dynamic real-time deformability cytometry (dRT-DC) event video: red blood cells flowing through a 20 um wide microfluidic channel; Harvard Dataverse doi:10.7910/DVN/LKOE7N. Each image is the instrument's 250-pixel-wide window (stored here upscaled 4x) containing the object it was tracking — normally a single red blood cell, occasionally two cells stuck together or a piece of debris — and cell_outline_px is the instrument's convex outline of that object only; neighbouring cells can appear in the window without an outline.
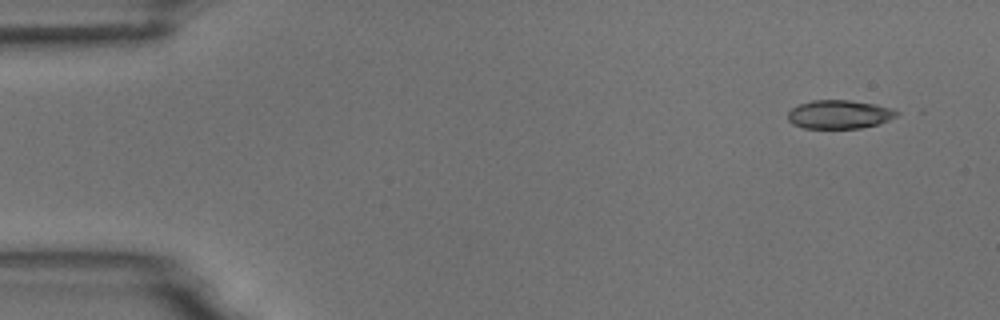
{"species": "common noctule bat (a hibernating species)", "species_latin": "Nyctalus noctula", "temperature_condition": "room temperature", "stored_images_in_passage": 6, "camera_frame_rate_fps": 3000, "um_per_image_px": 0.085, "animal": {"sex": "male", "body_mass_g": 18.8}, "frame": {"image": 1, "passage_image": 1, "time_ms": 0.0, "image_size_px": [1000, 320], "cell_outline_px": [[900, 112], [896, 116], [888, 120], [876, 124], [860, 128], [804, 128], [792, 124], [788, 120], [788, 112], [792, 108], [800, 104], [812, 100], [848, 100], [876, 104], [892, 108]], "centroid_in_image_um": [71.33, 9.72], "position_along_channel_um": 13.7, "area_um2": 18.09}}
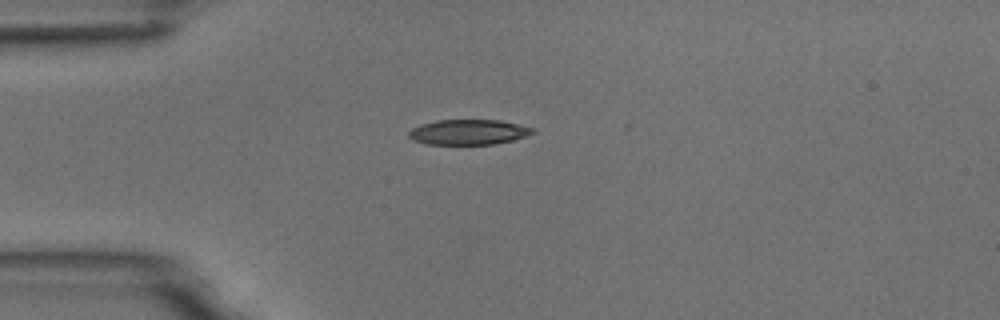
{"frame": {"image": 2, "passage_image": 4, "time_ms": 3.333, "image_size_px": [1000, 320], "cell_outline_px": [[536, 132], [528, 136], [512, 140], [492, 144], [428, 144], [412, 140], [408, 136], [408, 132], [412, 128], [420, 124], [436, 120], [500, 120], [520, 124], [532, 128]], "centroid_in_image_um": [39.82, 11.22], "position_along_channel_um": 45.2, "area_um2": 18.26}}
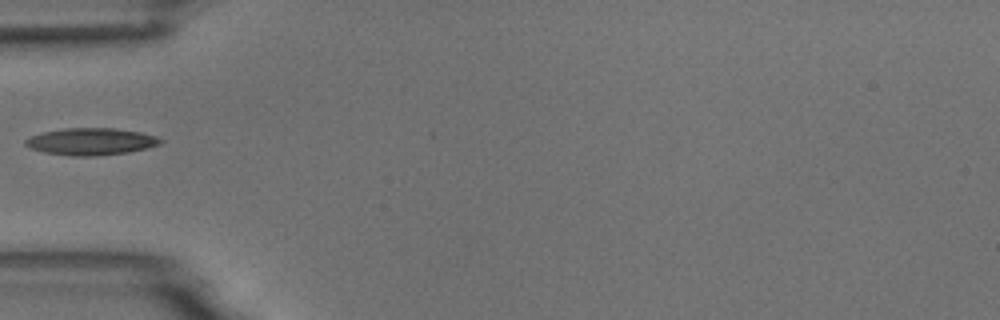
{"frame": {"image": 3, "passage_image": 5, "time_ms": 4.667, "image_size_px": [1000, 320], "cell_outline_px": [[164, 140], [160, 144], [148, 148], [128, 152], [96, 156], [68, 156], [44, 152], [32, 148], [24, 144], [24, 140], [32, 136], [44, 132], [64, 128], [112, 128], [140, 132], [156, 136]], "centroid_in_image_um": [7.76, 12.03], "position_along_channel_um": 77.2, "area_um2": 21.21}}